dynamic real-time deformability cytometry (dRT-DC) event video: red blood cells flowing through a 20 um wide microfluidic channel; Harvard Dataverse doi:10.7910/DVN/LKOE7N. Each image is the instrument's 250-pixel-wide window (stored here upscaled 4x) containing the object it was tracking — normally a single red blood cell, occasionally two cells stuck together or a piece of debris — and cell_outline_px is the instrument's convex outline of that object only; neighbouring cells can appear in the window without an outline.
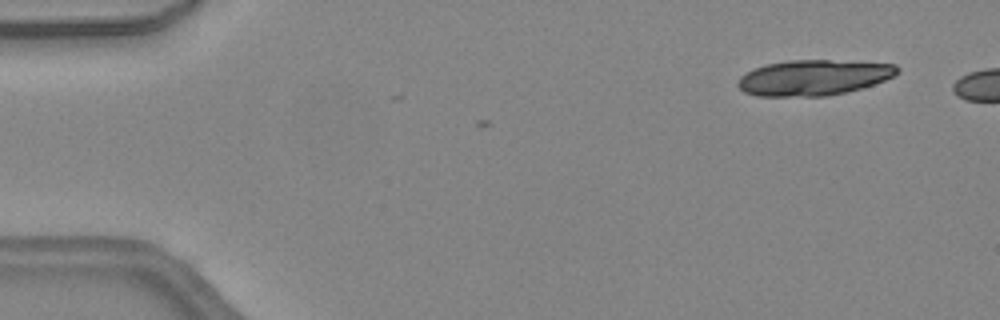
{"species": "common noctule bat (a hibernating species)", "species_latin": "Nyctalus noctula", "temperature_condition": "warm", "stored_images_in_passage": 2, "camera_frame_rate_fps": 3000, "um_per_image_px": 0.085, "animal": {"sex": "female", "body_mass_g": 24.6, "forearm_length_mm": 56.2}, "frame": {"image": 1, "passage_image": 2, "time_ms": 0.333, "image_size_px": [1000, 320], "cell_outline_px": [[900, 72], [884, 80], [848, 92], [828, 96], [756, 96], [744, 92], [736, 84], [740, 76], [764, 64], [788, 60], [828, 60], [896, 64], [900, 68]], "centroid_in_image_um": [69.14, 6.59], "position_along_channel_um": 15.9, "area_um2": 33.0}}